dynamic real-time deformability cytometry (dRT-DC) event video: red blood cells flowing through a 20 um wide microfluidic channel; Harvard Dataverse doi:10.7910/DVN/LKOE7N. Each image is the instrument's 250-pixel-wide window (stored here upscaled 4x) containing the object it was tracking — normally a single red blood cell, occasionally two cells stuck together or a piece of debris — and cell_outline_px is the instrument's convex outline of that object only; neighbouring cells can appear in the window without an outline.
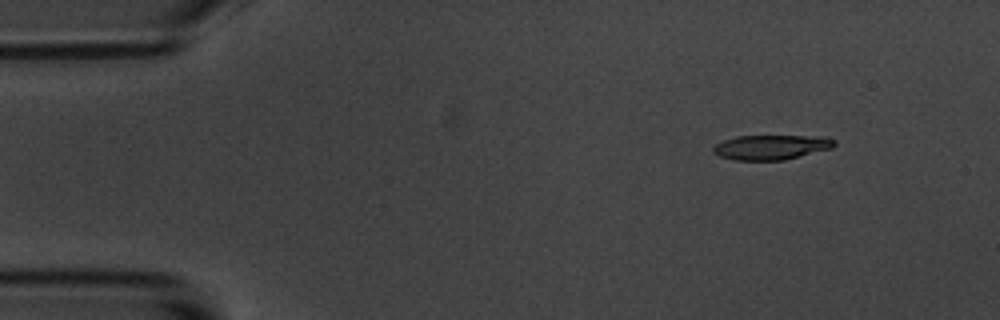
{"species": "common noctule bat (a hibernating species)", "species_latin": "Nyctalus noctula", "temperature_condition": "room temperature", "stored_images_in_passage": 5, "camera_frame_rate_fps": 3000, "um_per_image_px": 0.085, "animal": {"sex": "male", "body_mass_g": 20.1, "forearm_length_mm": 53.5}, "frame": {"image": 1, "passage_image": 2, "time_ms": 1.333, "image_size_px": [1000, 320], "cell_outline_px": [[836, 144], [832, 148], [784, 160], [732, 160], [720, 156], [712, 152], [712, 148], [716, 144], [724, 140], [736, 136], [828, 136], [836, 140]], "centroid_in_image_um": [65.57, 12.51], "position_along_channel_um": 19.4, "area_um2": 17.57}}
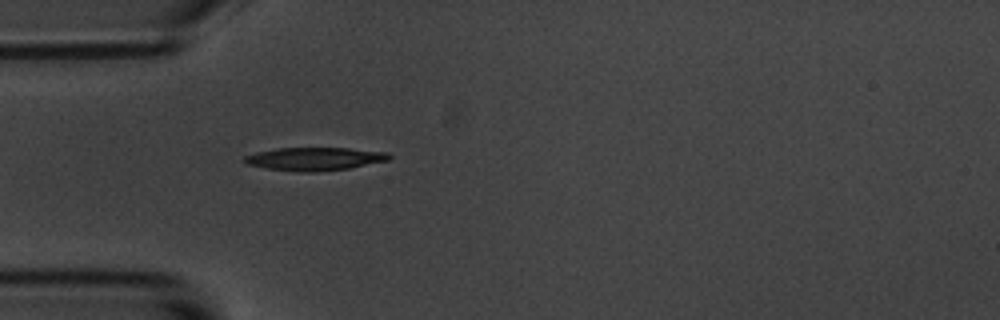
{"frame": {"image": 2, "passage_image": 5, "time_ms": 4.667, "image_size_px": [1000, 320], "cell_outline_px": [[392, 156], [388, 160], [348, 168], [316, 172], [304, 172], [268, 168], [244, 164], [240, 160], [244, 156], [256, 152], [276, 148], [348, 148], [388, 152]], "centroid_in_image_um": [26.69, 13.5], "position_along_channel_um": 58.3, "area_um2": 19.48}}